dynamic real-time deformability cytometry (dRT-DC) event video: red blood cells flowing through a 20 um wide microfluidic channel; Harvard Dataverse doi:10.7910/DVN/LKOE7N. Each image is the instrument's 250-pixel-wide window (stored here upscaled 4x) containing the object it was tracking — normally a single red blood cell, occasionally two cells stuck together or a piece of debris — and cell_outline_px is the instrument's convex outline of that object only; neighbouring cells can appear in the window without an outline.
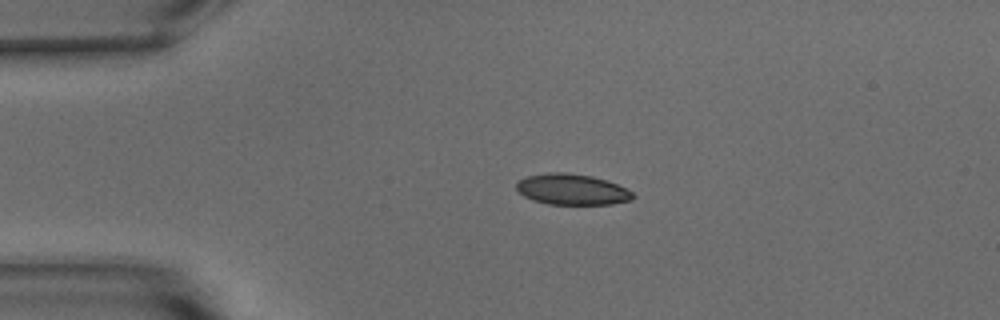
{"species": "common noctule bat (a hibernating species)", "species_latin": "Nyctalus noctula", "temperature_condition": "warm", "stored_images_in_passage": 31, "camera_frame_rate_fps": 3000, "um_per_image_px": 0.085, "animal": {"sex": "male", "body_mass_g": 15.6}, "frame": {"image": 1, "passage_image": 1, "time_ms": 0.0, "image_size_px": [1000, 320], "cell_outline_px": [[636, 196], [632, 200], [612, 204], [548, 204], [532, 200], [524, 196], [516, 188], [516, 184], [520, 180], [528, 176], [548, 172], [564, 172], [592, 176], [616, 184], [632, 192]], "centroid_in_image_um": [48.62, 16.1], "position_along_channel_um": 36.4, "area_um2": 20.81}}
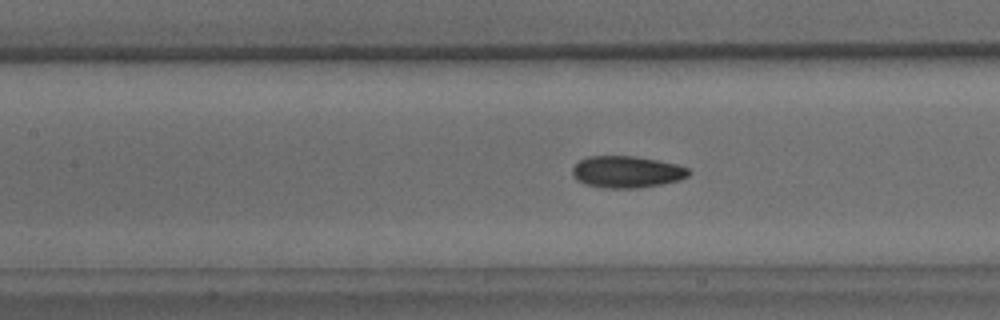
{"frame": {"image": 2, "passage_image": 13, "time_ms": 4.0, "image_size_px": [1000, 320], "cell_outline_px": [[692, 172], [688, 176], [680, 180], [660, 184], [636, 188], [608, 188], [584, 184], [576, 180], [572, 176], [572, 168], [580, 160], [588, 156], [636, 156], [676, 164], [688, 168]], "centroid_in_image_um": [53.26, 14.61], "position_along_channel_um": 154.1, "area_um2": 21.56}}
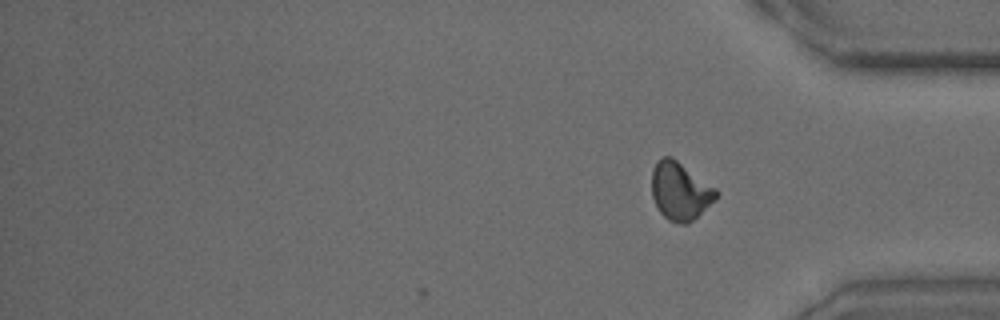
{"frame": {"image": 3, "passage_image": 31, "time_ms": 10.0, "image_size_px": [1000, 320], "cell_outline_px": [[720, 192], [688, 224], [680, 224], [668, 220], [660, 212], [652, 196], [652, 168], [656, 160], [664, 156], [672, 156], [716, 188]], "centroid_in_image_um": [57.77, 16.2], "position_along_channel_um": 377.4, "area_um2": 21.5}, "authors_computed_cell_mechanics": {"area_um2": 21.2126, "velocity_mm_per_s": 3.8166, "shape_relaxation_time_tau1_ms": 5.9357, "shape_relaxation_time_tau2_ms": 1.8181, "deformation_change_tau1": 0.1588, "deformation_change_tau2": 0.0654}}